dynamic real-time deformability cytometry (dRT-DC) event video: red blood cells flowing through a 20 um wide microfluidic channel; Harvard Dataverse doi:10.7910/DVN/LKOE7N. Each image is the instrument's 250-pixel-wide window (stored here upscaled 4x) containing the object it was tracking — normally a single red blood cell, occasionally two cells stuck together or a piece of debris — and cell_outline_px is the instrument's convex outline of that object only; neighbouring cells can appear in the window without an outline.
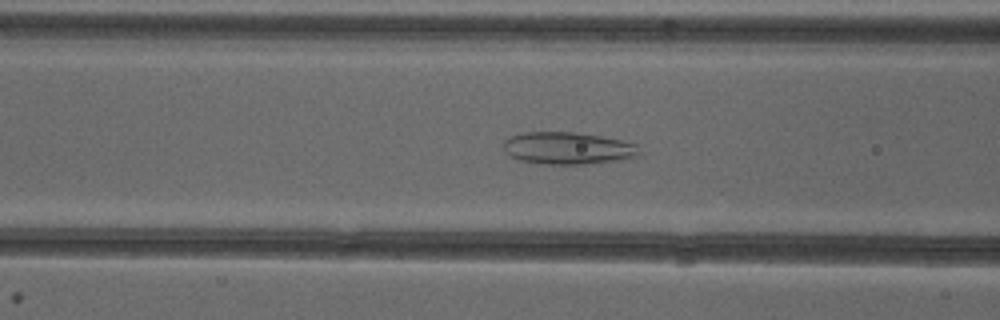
{"species": "common noctule bat (a hibernating species)", "species_latin": "Nyctalus noctula", "temperature_condition": "cold", "stored_images_in_passage": 51, "camera_frame_rate_fps": 3000, "um_per_image_px": 0.085, "animal": {"sex": "female"}, "frame": {"image": 1, "passage_image": 20, "time_ms": 6.333, "image_size_px": [1000, 320], "cell_outline_px": [[644, 156], [624, 160], [584, 164], [544, 164], [516, 160], [504, 152], [504, 140], [512, 136], [524, 132], [572, 132], [600, 136], [624, 140], [636, 144]], "centroid_in_image_um": [48.32, 12.61], "position_along_channel_um": 118.3, "area_um2": 25.95}}
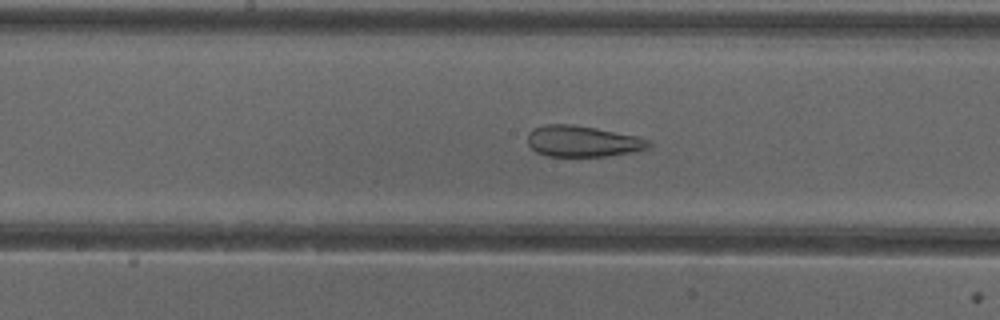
{"frame": {"image": 2, "passage_image": 26, "time_ms": 8.333, "image_size_px": [1000, 320], "cell_outline_px": [[652, 148], [632, 152], [608, 156], [548, 156], [536, 152], [528, 144], [528, 132], [544, 124], [572, 124], [596, 128], [636, 136], [652, 140]], "centroid_in_image_um": [49.57, 12.01], "position_along_channel_um": 198.6, "area_um2": 22.08}}
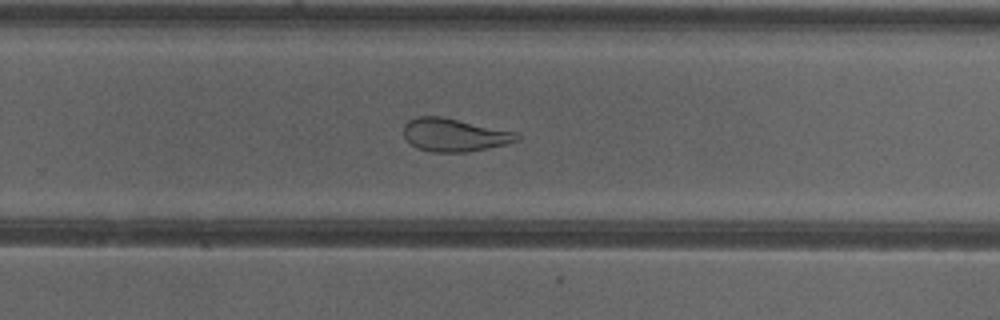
{"frame": {"image": 3, "passage_image": 33, "time_ms": 10.667, "image_size_px": [1000, 320], "cell_outline_px": [[520, 140], [504, 144], [464, 152], [432, 152], [416, 148], [404, 136], [404, 124], [408, 120], [416, 116], [440, 116], [516, 132], [520, 136]], "centroid_in_image_um": [38.58, 11.46], "position_along_channel_um": 291.2, "area_um2": 21.56}, "authors_computed_cell_mechanics": {"area_um2": 28.5532, "velocity_mm_per_s": 3.9994, "shape_relaxation_time_tau1_ms": null, "shape_relaxation_time_tau2_ms": 2.0571, "deformation_change_tau1": null, "deformation_change_tau2": 0.1108}}